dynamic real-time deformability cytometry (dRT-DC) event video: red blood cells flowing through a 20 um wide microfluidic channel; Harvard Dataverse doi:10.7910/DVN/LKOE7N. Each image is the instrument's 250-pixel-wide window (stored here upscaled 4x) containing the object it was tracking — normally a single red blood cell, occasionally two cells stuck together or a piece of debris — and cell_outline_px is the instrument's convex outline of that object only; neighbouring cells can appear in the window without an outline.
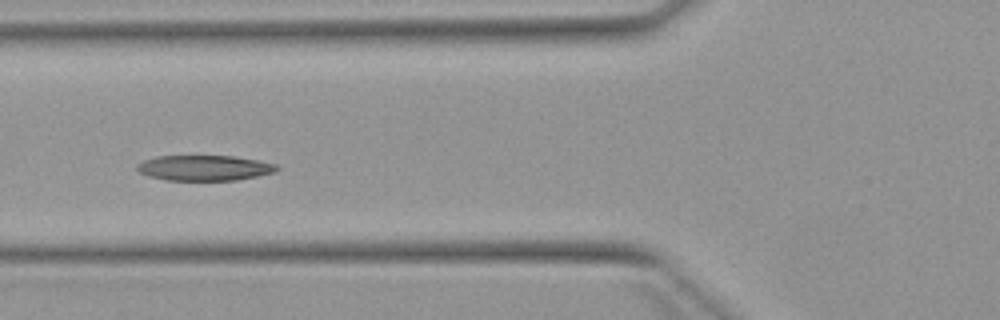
{"species": "Egyptian fruit bat (a non-hibernating species)", "species_latin": "Rousettus aegyptiacus", "temperature_condition": "warm", "stored_images_in_passage": 5, "camera_frame_rate_fps": 3000, "um_per_image_px": 0.085, "animal": {"sex": "female"}, "frame": {"image": 1, "passage_image": 3, "time_ms": 3.0, "image_size_px": [1000, 320], "cell_outline_px": [[280, 168], [276, 172], [236, 180], [164, 180], [148, 176], [140, 172], [136, 168], [136, 164], [144, 160], [156, 156], [232, 156], [260, 160], [276, 164]], "centroid_in_image_um": [17.38, 14.27], "position_along_channel_um": 108.4, "area_um2": 20.75}}
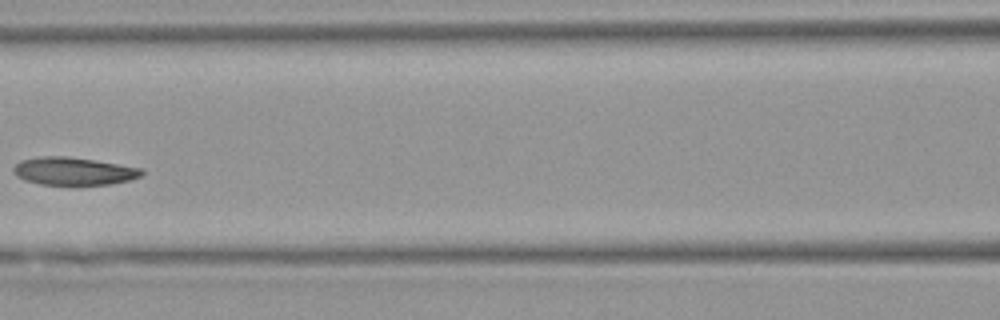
{"frame": {"image": 2, "passage_image": 4, "time_ms": 4.333, "image_size_px": [1000, 320], "cell_outline_px": [[144, 172], [140, 176], [128, 180], [108, 184], [40, 184], [24, 180], [16, 176], [12, 168], [20, 160], [40, 156], [64, 156], [92, 160], [140, 168]], "centroid_in_image_um": [6.18, 14.54], "position_along_channel_um": 160.4, "area_um2": 20.35}}
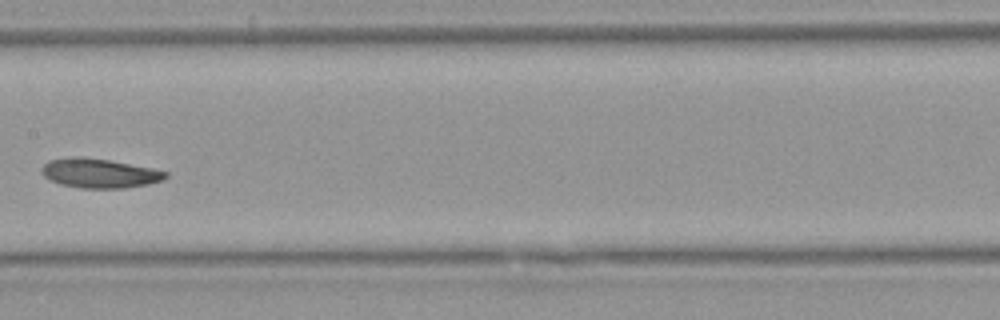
{"frame": {"image": 3, "passage_image": 5, "time_ms": 5.333, "image_size_px": [1000, 320], "cell_outline_px": [[168, 176], [164, 180], [148, 184], [124, 188], [80, 188], [60, 184], [48, 180], [40, 172], [40, 168], [48, 160], [76, 156], [80, 156], [108, 160], [152, 168], [168, 172]], "centroid_in_image_um": [8.42, 14.73], "position_along_channel_um": 199.0, "area_um2": 21.33}}